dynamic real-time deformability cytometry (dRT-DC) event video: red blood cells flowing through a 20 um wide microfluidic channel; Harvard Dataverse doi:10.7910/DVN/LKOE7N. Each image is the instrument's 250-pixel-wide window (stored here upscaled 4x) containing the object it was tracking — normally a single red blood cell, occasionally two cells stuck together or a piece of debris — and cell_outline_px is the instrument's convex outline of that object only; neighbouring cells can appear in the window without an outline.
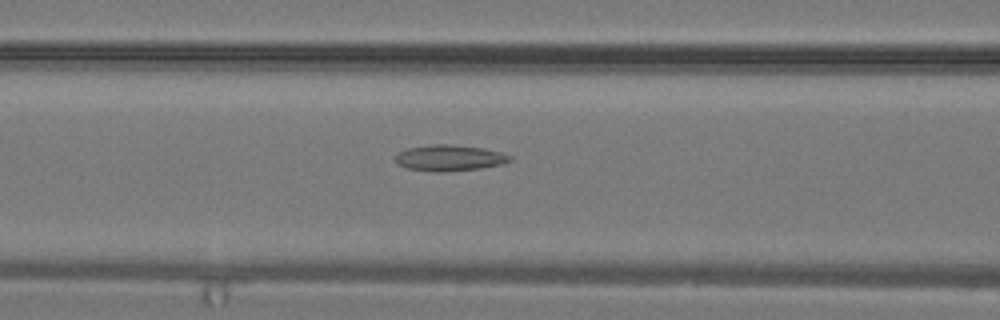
{"species": "common noctule bat (a hibernating species)", "species_latin": "Nyctalus noctula", "temperature_condition": "warm", "stored_images_in_passage": 23, "camera_frame_rate_fps": 3000, "um_per_image_px": 0.085, "animal": {"sex": "male", "body_mass_g": 19.2, "forearm_length_mm": 51.8}, "frame": {"image": 1, "passage_image": 5, "time_ms": 1.333, "image_size_px": [1000, 320], "cell_outline_px": [[512, 160], [504, 164], [480, 168], [444, 172], [432, 172], [408, 168], [396, 164], [396, 156], [400, 152], [408, 148], [432, 144], [448, 144], [484, 148], [500, 152], [512, 156]], "centroid_in_image_um": [38.23, 13.43], "position_along_channel_um": 128.4, "area_um2": 17.4}}
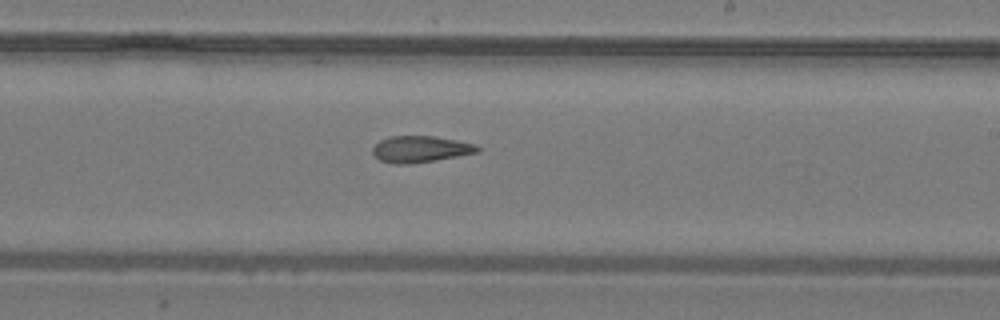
{"frame": {"image": 2, "passage_image": 11, "time_ms": 3.333, "image_size_px": [1000, 320], "cell_outline_px": [[480, 152], [436, 160], [408, 164], [392, 164], [380, 160], [372, 152], [372, 148], [380, 140], [392, 136], [432, 136], [456, 140], [476, 144], [480, 148]], "centroid_in_image_um": [35.75, 12.68], "position_along_channel_um": 253.3, "area_um2": 16.13}}
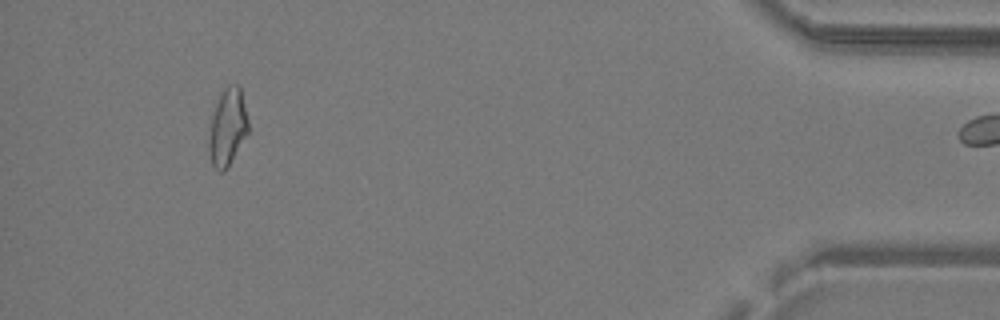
{"frame": {"image": 3, "passage_image": 22, "time_ms": 7.0, "image_size_px": [1000, 320], "cell_outline_px": [[248, 132], [228, 168], [224, 172], [220, 172], [212, 164], [208, 152], [208, 140], [212, 112], [224, 88], [228, 84], [240, 84], [248, 120]], "centroid_in_image_um": [19.33, 10.82], "position_along_channel_um": 415.9, "area_um2": 17.86}}